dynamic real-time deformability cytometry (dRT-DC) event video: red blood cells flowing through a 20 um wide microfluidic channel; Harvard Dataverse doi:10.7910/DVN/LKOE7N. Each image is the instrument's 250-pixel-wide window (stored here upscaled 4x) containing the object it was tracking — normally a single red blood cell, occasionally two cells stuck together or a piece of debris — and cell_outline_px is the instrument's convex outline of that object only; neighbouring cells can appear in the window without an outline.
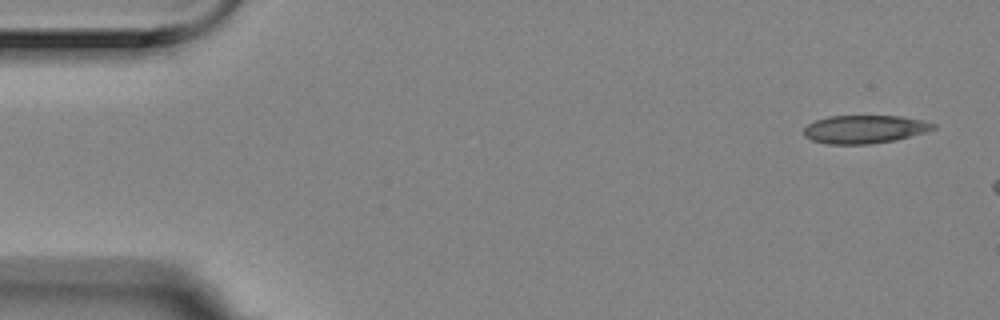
{"species": "Egyptian fruit bat (a non-hibernating species)", "species_latin": "Rousettus aegyptiacus", "temperature_condition": "room temperature", "stored_images_in_passage": 3, "camera_frame_rate_fps": 3000, "um_per_image_px": 0.085, "animal": {"sex": "female"}, "frame": {"image": 1, "passage_image": 1, "time_ms": 0.0, "image_size_px": [1000, 320], "cell_outline_px": [[936, 128], [924, 132], [896, 140], [868, 144], [828, 144], [812, 140], [804, 136], [804, 128], [808, 124], [816, 120], [828, 116], [900, 116], [924, 120], [936, 124]], "centroid_in_image_um": [73.49, 10.98], "position_along_channel_um": 11.5, "area_um2": 21.21}}